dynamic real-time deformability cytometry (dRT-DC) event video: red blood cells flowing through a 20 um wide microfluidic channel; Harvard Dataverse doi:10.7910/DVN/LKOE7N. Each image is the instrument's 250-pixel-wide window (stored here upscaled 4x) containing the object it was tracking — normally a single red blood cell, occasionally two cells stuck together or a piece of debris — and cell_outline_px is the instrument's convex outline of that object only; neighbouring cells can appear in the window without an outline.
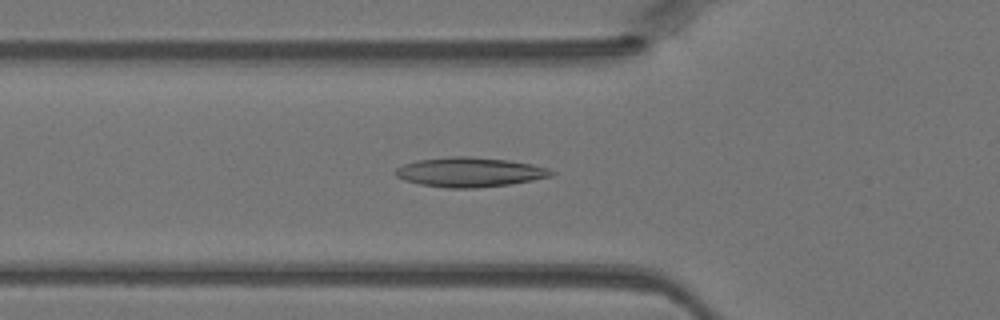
{"species": "Egyptian fruit bat (a non-hibernating species)", "species_latin": "Rousettus aegyptiacus", "temperature_condition": "warm", "stored_images_in_passage": 39, "camera_frame_rate_fps": 3000, "um_per_image_px": 0.085, "animal": {"sex": "female"}, "frame": {"image": 1, "passage_image": 10, "time_ms": 3.0, "image_size_px": [1000, 320], "cell_outline_px": [[556, 172], [552, 176], [512, 184], [476, 188], [448, 188], [420, 184], [404, 180], [396, 176], [392, 172], [396, 168], [404, 164], [416, 160], [452, 156], [468, 156], [508, 160], [532, 164], [548, 168]], "centroid_in_image_um": [39.91, 14.63], "position_along_channel_um": 85.9, "area_um2": 26.99}}
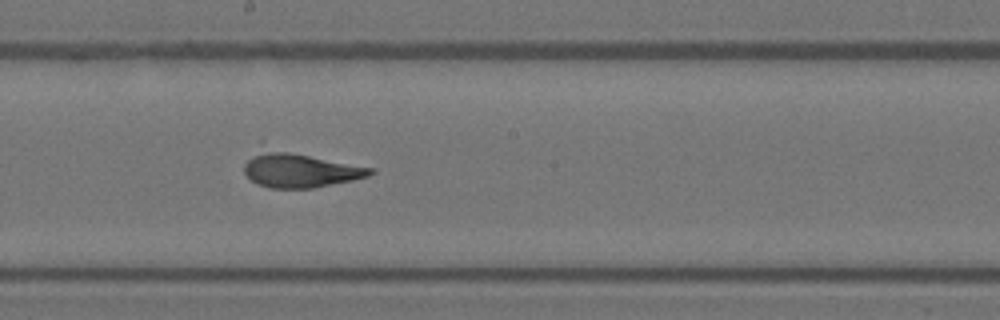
{"frame": {"image": 2, "passage_image": 19, "time_ms": 6.0, "image_size_px": [1000, 320], "cell_outline_px": [[376, 172], [368, 176], [352, 180], [312, 188], [268, 188], [256, 184], [244, 172], [244, 164], [260, 140], [376, 168]], "centroid_in_image_um": [25.41, 14.28], "position_along_channel_um": 222.8, "area_um2": 28.5}}
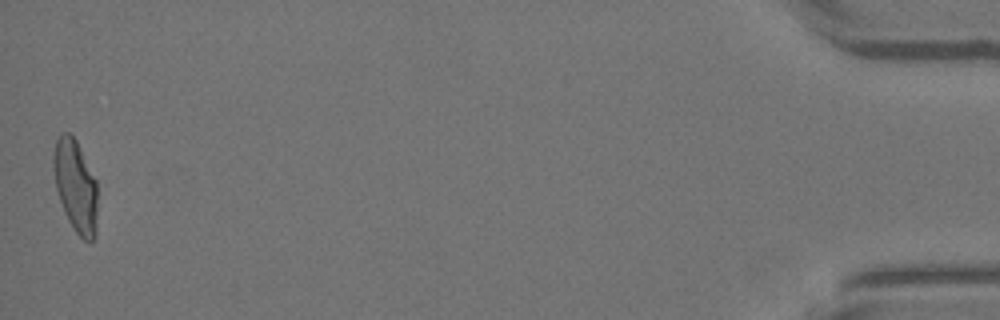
{"frame": {"image": 3, "passage_image": 39, "time_ms": 12.667, "image_size_px": [1000, 320], "cell_outline_px": [[96, 236], [92, 240], [84, 240], [72, 228], [64, 212], [56, 188], [52, 168], [52, 156], [56, 140], [64, 132], [68, 132], [76, 140], [96, 180]], "centroid_in_image_um": [6.4, 15.81], "position_along_channel_um": 428.8, "area_um2": 23.52}}